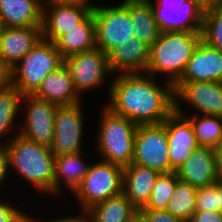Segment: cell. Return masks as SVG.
Listing matches in <instances>:
<instances>
[{
	"label": "cell",
	"instance_id": "cell-1",
	"mask_svg": "<svg viewBox=\"0 0 222 222\" xmlns=\"http://www.w3.org/2000/svg\"><path fill=\"white\" fill-rule=\"evenodd\" d=\"M147 73L111 77L105 106L137 125L161 124L175 111L174 86Z\"/></svg>",
	"mask_w": 222,
	"mask_h": 222
},
{
	"label": "cell",
	"instance_id": "cell-2",
	"mask_svg": "<svg viewBox=\"0 0 222 222\" xmlns=\"http://www.w3.org/2000/svg\"><path fill=\"white\" fill-rule=\"evenodd\" d=\"M4 147L8 155L9 172L15 170L37 192L39 190L44 194L54 195L55 158L50 147L37 144L20 133Z\"/></svg>",
	"mask_w": 222,
	"mask_h": 222
},
{
	"label": "cell",
	"instance_id": "cell-3",
	"mask_svg": "<svg viewBox=\"0 0 222 222\" xmlns=\"http://www.w3.org/2000/svg\"><path fill=\"white\" fill-rule=\"evenodd\" d=\"M201 40V32H161L150 46L146 73L152 76L163 74L166 76L163 80L174 86Z\"/></svg>",
	"mask_w": 222,
	"mask_h": 222
},
{
	"label": "cell",
	"instance_id": "cell-4",
	"mask_svg": "<svg viewBox=\"0 0 222 222\" xmlns=\"http://www.w3.org/2000/svg\"><path fill=\"white\" fill-rule=\"evenodd\" d=\"M97 151L102 158L121 167L132 163L134 157V138L137 124L125 116L112 112L104 105L101 111Z\"/></svg>",
	"mask_w": 222,
	"mask_h": 222
},
{
	"label": "cell",
	"instance_id": "cell-5",
	"mask_svg": "<svg viewBox=\"0 0 222 222\" xmlns=\"http://www.w3.org/2000/svg\"><path fill=\"white\" fill-rule=\"evenodd\" d=\"M64 64L55 43L42 38L12 68V86L22 95H33L44 78Z\"/></svg>",
	"mask_w": 222,
	"mask_h": 222
},
{
	"label": "cell",
	"instance_id": "cell-6",
	"mask_svg": "<svg viewBox=\"0 0 222 222\" xmlns=\"http://www.w3.org/2000/svg\"><path fill=\"white\" fill-rule=\"evenodd\" d=\"M123 167L98 160L90 164L81 185L73 193L81 213L93 205L122 193Z\"/></svg>",
	"mask_w": 222,
	"mask_h": 222
},
{
	"label": "cell",
	"instance_id": "cell-7",
	"mask_svg": "<svg viewBox=\"0 0 222 222\" xmlns=\"http://www.w3.org/2000/svg\"><path fill=\"white\" fill-rule=\"evenodd\" d=\"M95 18L96 48L109 54L120 44L134 36L133 23L129 13V0L117 6H98L92 10Z\"/></svg>",
	"mask_w": 222,
	"mask_h": 222
},
{
	"label": "cell",
	"instance_id": "cell-8",
	"mask_svg": "<svg viewBox=\"0 0 222 222\" xmlns=\"http://www.w3.org/2000/svg\"><path fill=\"white\" fill-rule=\"evenodd\" d=\"M168 152V138L163 123L137 126L132 163L154 169L159 173H170L171 162Z\"/></svg>",
	"mask_w": 222,
	"mask_h": 222
},
{
	"label": "cell",
	"instance_id": "cell-9",
	"mask_svg": "<svg viewBox=\"0 0 222 222\" xmlns=\"http://www.w3.org/2000/svg\"><path fill=\"white\" fill-rule=\"evenodd\" d=\"M64 64L69 69L74 87L80 96L85 91L102 86L103 82L106 83L105 79L113 74L108 54L99 48L69 56L64 59Z\"/></svg>",
	"mask_w": 222,
	"mask_h": 222
},
{
	"label": "cell",
	"instance_id": "cell-10",
	"mask_svg": "<svg viewBox=\"0 0 222 222\" xmlns=\"http://www.w3.org/2000/svg\"><path fill=\"white\" fill-rule=\"evenodd\" d=\"M81 103L59 106L57 109L54 120V139L50 146L54 158L82 152L84 114H82Z\"/></svg>",
	"mask_w": 222,
	"mask_h": 222
},
{
	"label": "cell",
	"instance_id": "cell-11",
	"mask_svg": "<svg viewBox=\"0 0 222 222\" xmlns=\"http://www.w3.org/2000/svg\"><path fill=\"white\" fill-rule=\"evenodd\" d=\"M25 104L24 124L19 126V133L37 144L50 147L54 139V120L58 105L35 97L23 95Z\"/></svg>",
	"mask_w": 222,
	"mask_h": 222
},
{
	"label": "cell",
	"instance_id": "cell-12",
	"mask_svg": "<svg viewBox=\"0 0 222 222\" xmlns=\"http://www.w3.org/2000/svg\"><path fill=\"white\" fill-rule=\"evenodd\" d=\"M93 10L84 3L44 1L42 38L55 43L62 35L82 23Z\"/></svg>",
	"mask_w": 222,
	"mask_h": 222
},
{
	"label": "cell",
	"instance_id": "cell-13",
	"mask_svg": "<svg viewBox=\"0 0 222 222\" xmlns=\"http://www.w3.org/2000/svg\"><path fill=\"white\" fill-rule=\"evenodd\" d=\"M175 105L186 102L195 108L194 114L222 117V82H177L174 85Z\"/></svg>",
	"mask_w": 222,
	"mask_h": 222
},
{
	"label": "cell",
	"instance_id": "cell-14",
	"mask_svg": "<svg viewBox=\"0 0 222 222\" xmlns=\"http://www.w3.org/2000/svg\"><path fill=\"white\" fill-rule=\"evenodd\" d=\"M161 32H201L205 9L195 0L178 7H159L149 0Z\"/></svg>",
	"mask_w": 222,
	"mask_h": 222
},
{
	"label": "cell",
	"instance_id": "cell-15",
	"mask_svg": "<svg viewBox=\"0 0 222 222\" xmlns=\"http://www.w3.org/2000/svg\"><path fill=\"white\" fill-rule=\"evenodd\" d=\"M162 123L165 125L168 138L171 172H176L199 144L192 125L185 116L174 111Z\"/></svg>",
	"mask_w": 222,
	"mask_h": 222
},
{
	"label": "cell",
	"instance_id": "cell-16",
	"mask_svg": "<svg viewBox=\"0 0 222 222\" xmlns=\"http://www.w3.org/2000/svg\"><path fill=\"white\" fill-rule=\"evenodd\" d=\"M222 82V51L200 41L178 82Z\"/></svg>",
	"mask_w": 222,
	"mask_h": 222
},
{
	"label": "cell",
	"instance_id": "cell-17",
	"mask_svg": "<svg viewBox=\"0 0 222 222\" xmlns=\"http://www.w3.org/2000/svg\"><path fill=\"white\" fill-rule=\"evenodd\" d=\"M179 180L194 188L215 184L216 162L214 148L199 146L176 171Z\"/></svg>",
	"mask_w": 222,
	"mask_h": 222
},
{
	"label": "cell",
	"instance_id": "cell-18",
	"mask_svg": "<svg viewBox=\"0 0 222 222\" xmlns=\"http://www.w3.org/2000/svg\"><path fill=\"white\" fill-rule=\"evenodd\" d=\"M42 39V27H5L0 36V59L13 68Z\"/></svg>",
	"mask_w": 222,
	"mask_h": 222
},
{
	"label": "cell",
	"instance_id": "cell-19",
	"mask_svg": "<svg viewBox=\"0 0 222 222\" xmlns=\"http://www.w3.org/2000/svg\"><path fill=\"white\" fill-rule=\"evenodd\" d=\"M33 95L58 106L74 105L82 101L65 64L49 73Z\"/></svg>",
	"mask_w": 222,
	"mask_h": 222
},
{
	"label": "cell",
	"instance_id": "cell-20",
	"mask_svg": "<svg viewBox=\"0 0 222 222\" xmlns=\"http://www.w3.org/2000/svg\"><path fill=\"white\" fill-rule=\"evenodd\" d=\"M150 46L133 37L120 44L108 54L109 66L113 73H146Z\"/></svg>",
	"mask_w": 222,
	"mask_h": 222
},
{
	"label": "cell",
	"instance_id": "cell-21",
	"mask_svg": "<svg viewBox=\"0 0 222 222\" xmlns=\"http://www.w3.org/2000/svg\"><path fill=\"white\" fill-rule=\"evenodd\" d=\"M159 175L154 169L134 163L124 167L122 193L138 211L148 202Z\"/></svg>",
	"mask_w": 222,
	"mask_h": 222
},
{
	"label": "cell",
	"instance_id": "cell-22",
	"mask_svg": "<svg viewBox=\"0 0 222 222\" xmlns=\"http://www.w3.org/2000/svg\"><path fill=\"white\" fill-rule=\"evenodd\" d=\"M44 0H0L5 27H42Z\"/></svg>",
	"mask_w": 222,
	"mask_h": 222
},
{
	"label": "cell",
	"instance_id": "cell-23",
	"mask_svg": "<svg viewBox=\"0 0 222 222\" xmlns=\"http://www.w3.org/2000/svg\"><path fill=\"white\" fill-rule=\"evenodd\" d=\"M83 152L66 154L55 158L54 196L62 194V184H65L72 193L81 185L90 163L83 160ZM86 162V163H85Z\"/></svg>",
	"mask_w": 222,
	"mask_h": 222
},
{
	"label": "cell",
	"instance_id": "cell-24",
	"mask_svg": "<svg viewBox=\"0 0 222 222\" xmlns=\"http://www.w3.org/2000/svg\"><path fill=\"white\" fill-rule=\"evenodd\" d=\"M138 212L136 207L121 193L93 205L84 213L87 222H131Z\"/></svg>",
	"mask_w": 222,
	"mask_h": 222
},
{
	"label": "cell",
	"instance_id": "cell-25",
	"mask_svg": "<svg viewBox=\"0 0 222 222\" xmlns=\"http://www.w3.org/2000/svg\"><path fill=\"white\" fill-rule=\"evenodd\" d=\"M55 45L65 59L96 48L95 18L91 13L82 23L62 35Z\"/></svg>",
	"mask_w": 222,
	"mask_h": 222
},
{
	"label": "cell",
	"instance_id": "cell-26",
	"mask_svg": "<svg viewBox=\"0 0 222 222\" xmlns=\"http://www.w3.org/2000/svg\"><path fill=\"white\" fill-rule=\"evenodd\" d=\"M129 13L133 23L134 36L151 46L161 31L155 20L149 0H129Z\"/></svg>",
	"mask_w": 222,
	"mask_h": 222
},
{
	"label": "cell",
	"instance_id": "cell-27",
	"mask_svg": "<svg viewBox=\"0 0 222 222\" xmlns=\"http://www.w3.org/2000/svg\"><path fill=\"white\" fill-rule=\"evenodd\" d=\"M175 111L190 121L199 146L217 148L222 145V117L204 114L189 116L182 105H175Z\"/></svg>",
	"mask_w": 222,
	"mask_h": 222
},
{
	"label": "cell",
	"instance_id": "cell-28",
	"mask_svg": "<svg viewBox=\"0 0 222 222\" xmlns=\"http://www.w3.org/2000/svg\"><path fill=\"white\" fill-rule=\"evenodd\" d=\"M23 95L12 86L5 92L0 93V145L8 144L16 133H19V128L15 129V121L17 119L18 111L21 106ZM13 130V131H12ZM17 130V131H16ZM12 131V132H11ZM16 131V132H15ZM12 133L11 138H9L7 133ZM6 136V140L3 137Z\"/></svg>",
	"mask_w": 222,
	"mask_h": 222
},
{
	"label": "cell",
	"instance_id": "cell-29",
	"mask_svg": "<svg viewBox=\"0 0 222 222\" xmlns=\"http://www.w3.org/2000/svg\"><path fill=\"white\" fill-rule=\"evenodd\" d=\"M197 188L181 180L177 181L169 199L168 209L173 216L188 222L196 211Z\"/></svg>",
	"mask_w": 222,
	"mask_h": 222
},
{
	"label": "cell",
	"instance_id": "cell-30",
	"mask_svg": "<svg viewBox=\"0 0 222 222\" xmlns=\"http://www.w3.org/2000/svg\"><path fill=\"white\" fill-rule=\"evenodd\" d=\"M179 180L176 172L160 173L146 205L140 210H167L169 199Z\"/></svg>",
	"mask_w": 222,
	"mask_h": 222
},
{
	"label": "cell",
	"instance_id": "cell-31",
	"mask_svg": "<svg viewBox=\"0 0 222 222\" xmlns=\"http://www.w3.org/2000/svg\"><path fill=\"white\" fill-rule=\"evenodd\" d=\"M201 35L208 46L222 51V2L205 9Z\"/></svg>",
	"mask_w": 222,
	"mask_h": 222
},
{
	"label": "cell",
	"instance_id": "cell-32",
	"mask_svg": "<svg viewBox=\"0 0 222 222\" xmlns=\"http://www.w3.org/2000/svg\"><path fill=\"white\" fill-rule=\"evenodd\" d=\"M196 211H218V181L197 189Z\"/></svg>",
	"mask_w": 222,
	"mask_h": 222
},
{
	"label": "cell",
	"instance_id": "cell-33",
	"mask_svg": "<svg viewBox=\"0 0 222 222\" xmlns=\"http://www.w3.org/2000/svg\"><path fill=\"white\" fill-rule=\"evenodd\" d=\"M10 201L0 200V222H26L29 215L22 212Z\"/></svg>",
	"mask_w": 222,
	"mask_h": 222
},
{
	"label": "cell",
	"instance_id": "cell-34",
	"mask_svg": "<svg viewBox=\"0 0 222 222\" xmlns=\"http://www.w3.org/2000/svg\"><path fill=\"white\" fill-rule=\"evenodd\" d=\"M147 222H185L167 210H139Z\"/></svg>",
	"mask_w": 222,
	"mask_h": 222
},
{
	"label": "cell",
	"instance_id": "cell-35",
	"mask_svg": "<svg viewBox=\"0 0 222 222\" xmlns=\"http://www.w3.org/2000/svg\"><path fill=\"white\" fill-rule=\"evenodd\" d=\"M188 222H222L219 211H195Z\"/></svg>",
	"mask_w": 222,
	"mask_h": 222
},
{
	"label": "cell",
	"instance_id": "cell-36",
	"mask_svg": "<svg viewBox=\"0 0 222 222\" xmlns=\"http://www.w3.org/2000/svg\"><path fill=\"white\" fill-rule=\"evenodd\" d=\"M12 87V68L0 59V93Z\"/></svg>",
	"mask_w": 222,
	"mask_h": 222
},
{
	"label": "cell",
	"instance_id": "cell-37",
	"mask_svg": "<svg viewBox=\"0 0 222 222\" xmlns=\"http://www.w3.org/2000/svg\"><path fill=\"white\" fill-rule=\"evenodd\" d=\"M9 174V166H8V155L5 147L0 145V186L2 188L3 184L7 181V176Z\"/></svg>",
	"mask_w": 222,
	"mask_h": 222
},
{
	"label": "cell",
	"instance_id": "cell-38",
	"mask_svg": "<svg viewBox=\"0 0 222 222\" xmlns=\"http://www.w3.org/2000/svg\"><path fill=\"white\" fill-rule=\"evenodd\" d=\"M32 215H29L28 220L30 222H43V220H38L37 218H33L31 217ZM37 219V220H36ZM45 222V221H44ZM46 222H87V218L84 212H82V214L80 213L79 215H75V216H70L69 217H59L56 218L54 217V219L52 220H48Z\"/></svg>",
	"mask_w": 222,
	"mask_h": 222
},
{
	"label": "cell",
	"instance_id": "cell-39",
	"mask_svg": "<svg viewBox=\"0 0 222 222\" xmlns=\"http://www.w3.org/2000/svg\"><path fill=\"white\" fill-rule=\"evenodd\" d=\"M216 162V176L218 181H222V145L214 148Z\"/></svg>",
	"mask_w": 222,
	"mask_h": 222
},
{
	"label": "cell",
	"instance_id": "cell-40",
	"mask_svg": "<svg viewBox=\"0 0 222 222\" xmlns=\"http://www.w3.org/2000/svg\"><path fill=\"white\" fill-rule=\"evenodd\" d=\"M186 0H155L159 7H180Z\"/></svg>",
	"mask_w": 222,
	"mask_h": 222
},
{
	"label": "cell",
	"instance_id": "cell-41",
	"mask_svg": "<svg viewBox=\"0 0 222 222\" xmlns=\"http://www.w3.org/2000/svg\"><path fill=\"white\" fill-rule=\"evenodd\" d=\"M204 9L212 7L213 5L221 2V0H195Z\"/></svg>",
	"mask_w": 222,
	"mask_h": 222
},
{
	"label": "cell",
	"instance_id": "cell-42",
	"mask_svg": "<svg viewBox=\"0 0 222 222\" xmlns=\"http://www.w3.org/2000/svg\"><path fill=\"white\" fill-rule=\"evenodd\" d=\"M50 2H70V3H84L87 5L94 6L95 4L90 3L92 0H44Z\"/></svg>",
	"mask_w": 222,
	"mask_h": 222
},
{
	"label": "cell",
	"instance_id": "cell-43",
	"mask_svg": "<svg viewBox=\"0 0 222 222\" xmlns=\"http://www.w3.org/2000/svg\"><path fill=\"white\" fill-rule=\"evenodd\" d=\"M218 211L222 213V181H218Z\"/></svg>",
	"mask_w": 222,
	"mask_h": 222
},
{
	"label": "cell",
	"instance_id": "cell-44",
	"mask_svg": "<svg viewBox=\"0 0 222 222\" xmlns=\"http://www.w3.org/2000/svg\"><path fill=\"white\" fill-rule=\"evenodd\" d=\"M131 222H147L144 216L138 212L131 220Z\"/></svg>",
	"mask_w": 222,
	"mask_h": 222
},
{
	"label": "cell",
	"instance_id": "cell-45",
	"mask_svg": "<svg viewBox=\"0 0 222 222\" xmlns=\"http://www.w3.org/2000/svg\"><path fill=\"white\" fill-rule=\"evenodd\" d=\"M4 28H5V26L3 24L2 19L0 18V36L2 35V32H3Z\"/></svg>",
	"mask_w": 222,
	"mask_h": 222
}]
</instances>
